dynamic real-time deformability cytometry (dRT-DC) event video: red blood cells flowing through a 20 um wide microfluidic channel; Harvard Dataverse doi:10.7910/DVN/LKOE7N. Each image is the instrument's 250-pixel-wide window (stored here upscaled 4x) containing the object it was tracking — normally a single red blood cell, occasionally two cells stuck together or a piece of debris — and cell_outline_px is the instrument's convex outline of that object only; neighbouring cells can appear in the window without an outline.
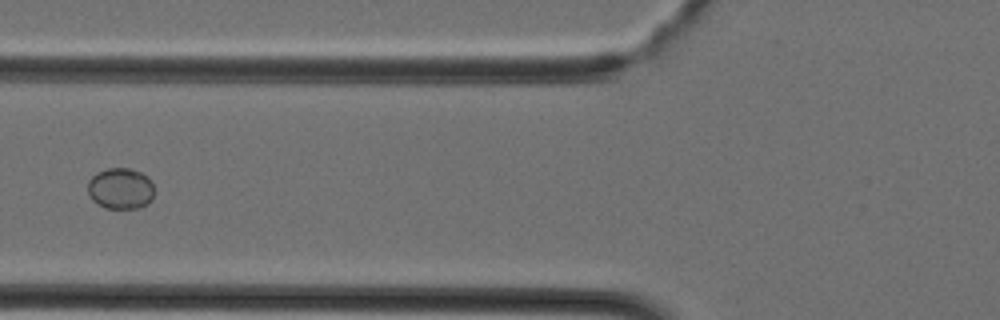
{"species": "Egyptian fruit bat (a non-hibernating species)", "species_latin": "Rousettus aegyptiacus", "temperature_condition": "cold", "stored_images_in_passage": 29, "camera_frame_rate_fps": 3000, "um_per_image_px": 0.085, "animal": {"sex": "female"}, "frame": {"image": 1, "passage_image": 5, "time_ms": 1.333, "image_size_px": [1000, 320], "cell_outline_px": [[152, 200], [148, 204], [140, 208], [104, 208], [92, 200], [88, 196], [88, 180], [96, 172], [108, 168], [128, 168], [140, 172], [148, 176], [152, 180]], "centroid_in_image_um": [10.23, 16.02], "position_along_channel_um": 115.6, "area_um2": 16.13}}
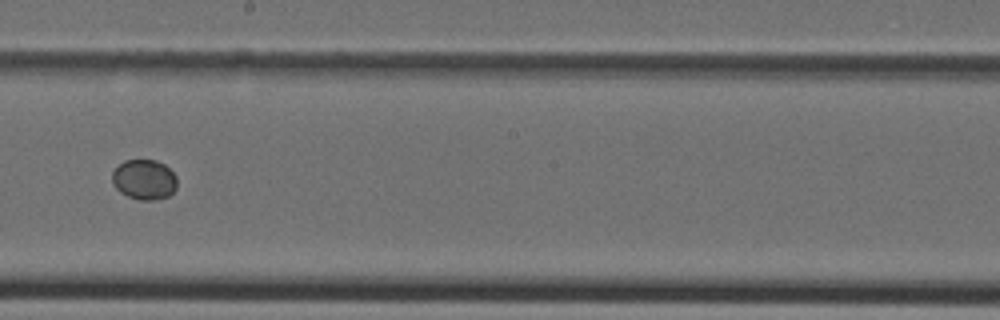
{"frame": {"image": 2, "passage_image": 12, "time_ms": 3.667, "image_size_px": [1000, 320], "cell_outline_px": [[176, 188], [168, 196], [156, 200], [140, 200], [128, 196], [120, 192], [116, 188], [112, 180], [112, 172], [124, 160], [156, 160], [164, 164], [176, 176]], "centroid_in_image_um": [12.26, 15.26], "position_along_channel_um": 235.9, "area_um2": 15.09}}
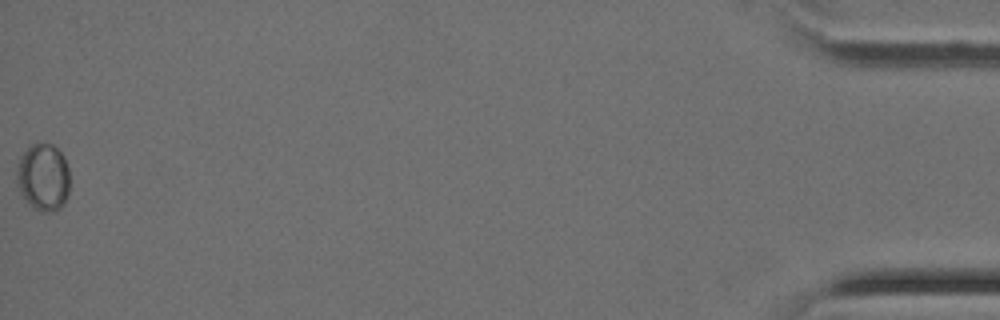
{"frame": {"image": 3, "passage_image": 29, "time_ms": 9.333, "image_size_px": [1000, 320], "cell_outline_px": [[68, 196], [64, 204], [56, 212], [40, 212], [28, 204], [20, 192], [16, 176], [20, 156], [32, 144], [52, 144], [64, 156], [68, 168]], "centroid_in_image_um": [3.68, 15.1], "position_along_channel_um": 431.5, "area_um2": 20.81}}